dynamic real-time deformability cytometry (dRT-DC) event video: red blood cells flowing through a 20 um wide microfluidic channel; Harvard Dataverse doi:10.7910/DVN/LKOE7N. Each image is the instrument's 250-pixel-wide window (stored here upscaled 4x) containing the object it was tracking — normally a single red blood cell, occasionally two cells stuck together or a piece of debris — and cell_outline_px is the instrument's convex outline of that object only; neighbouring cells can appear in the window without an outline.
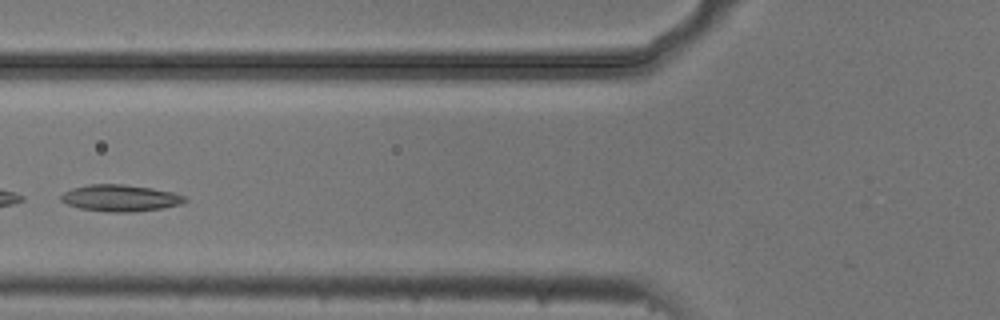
{"species": "common noctule bat (a hibernating species)", "species_latin": "Nyctalus noctula", "temperature_condition": "cold", "stored_images_in_passage": 4, "camera_frame_rate_fps": 3000, "um_per_image_px": 0.085, "animal": {"sex": "male", "body_mass_g": 20.5, "forearm_length_mm": 52.5}, "frame": {"image": 1, "passage_image": 4, "time_ms": 1.0, "image_size_px": [1000, 320], "cell_outline_px": [[188, 200], [180, 204], [160, 208], [136, 212], [104, 212], [80, 208], [68, 204], [60, 200], [60, 196], [64, 192], [72, 188], [88, 184], [124, 184], [152, 188], [172, 192], [184, 196]], "centroid_in_image_um": [10.2, 16.83], "position_along_channel_um": 115.6, "area_um2": 19.25}}